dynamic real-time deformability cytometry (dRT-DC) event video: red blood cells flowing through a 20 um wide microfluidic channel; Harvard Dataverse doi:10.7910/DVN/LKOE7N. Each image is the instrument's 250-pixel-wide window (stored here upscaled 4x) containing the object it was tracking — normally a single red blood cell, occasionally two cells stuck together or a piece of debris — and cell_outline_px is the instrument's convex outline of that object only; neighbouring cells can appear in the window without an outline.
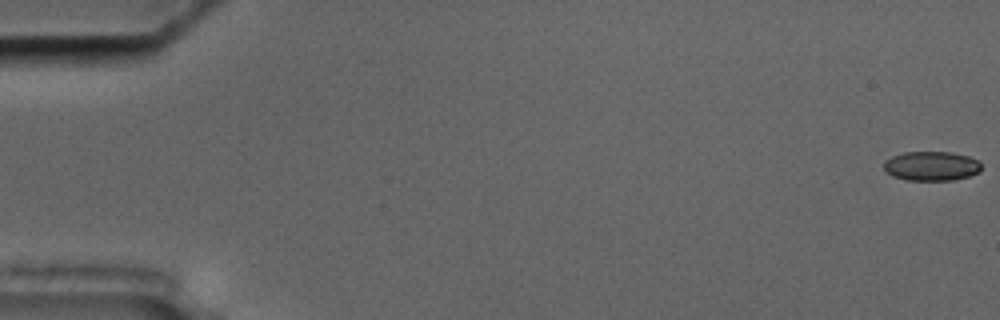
{"species": "common noctule bat (a hibernating species)", "species_latin": "Nyctalus noctula", "temperature_condition": "cold", "stored_images_in_passage": 58, "camera_frame_rate_fps": 3000, "um_per_image_px": 0.085, "animal": {"sex": "male", "body_mass_g": 17.5, "forearm_length_mm": 52.3}, "frame": {"image": 1, "passage_image": 1, "time_ms": 0.0, "image_size_px": [1000, 320], "cell_outline_px": [[980, 172], [968, 176], [952, 180], [904, 180], [892, 176], [884, 168], [884, 160], [892, 156], [904, 152], [952, 152], [968, 156], [980, 160]], "centroid_in_image_um": [79.17, 14.11], "position_along_channel_um": 5.8, "area_um2": 16.76}}
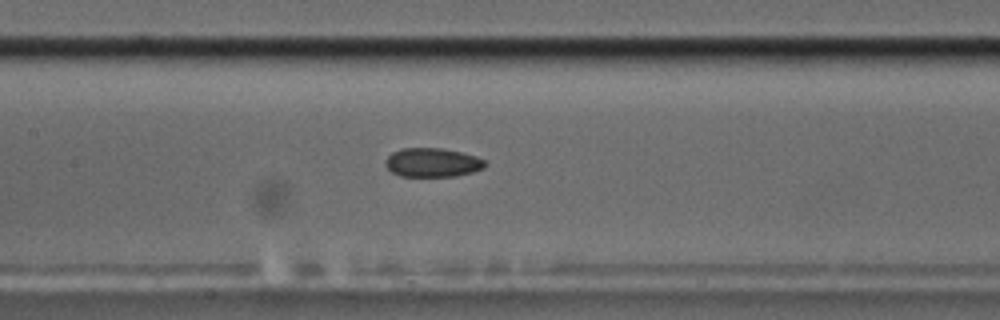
{"frame": {"image": 2, "passage_image": 28, "time_ms": 9.0, "image_size_px": [1000, 320], "cell_outline_px": [[488, 164], [484, 168], [472, 172], [456, 176], [400, 176], [392, 172], [384, 164], [384, 160], [392, 152], [404, 148], [444, 148], [476, 156], [484, 160]], "centroid_in_image_um": [36.76, 13.81], "position_along_channel_um": 170.6, "area_um2": 16.88}}
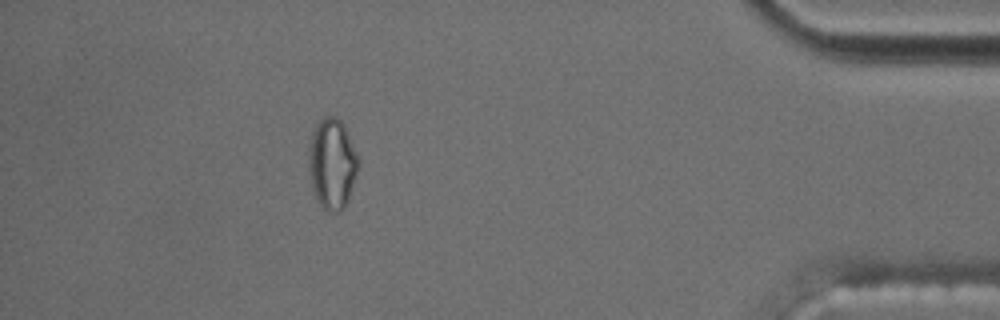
{"frame": {"image": 3, "passage_image": 52, "time_ms": 17.0, "image_size_px": [1000, 320], "cell_outline_px": [[360, 160], [348, 200], [340, 212], [328, 212], [320, 204], [312, 188], [308, 168], [308, 148], [312, 132], [316, 120], [324, 116], [336, 116], [344, 124], [360, 156]], "centroid_in_image_um": [28.23, 13.85], "position_along_channel_um": 407.0, "area_um2": 26.7}, "authors_computed_cell_mechanics": {"area_um2": 17.3111, "velocity_mm_per_s": 3.5609, "shape_relaxation_time_tau1_ms": null, "shape_relaxation_time_tau2_ms": 4.4399, "deformation_change_tau1": null, "deformation_change_tau2": 0.0844}}